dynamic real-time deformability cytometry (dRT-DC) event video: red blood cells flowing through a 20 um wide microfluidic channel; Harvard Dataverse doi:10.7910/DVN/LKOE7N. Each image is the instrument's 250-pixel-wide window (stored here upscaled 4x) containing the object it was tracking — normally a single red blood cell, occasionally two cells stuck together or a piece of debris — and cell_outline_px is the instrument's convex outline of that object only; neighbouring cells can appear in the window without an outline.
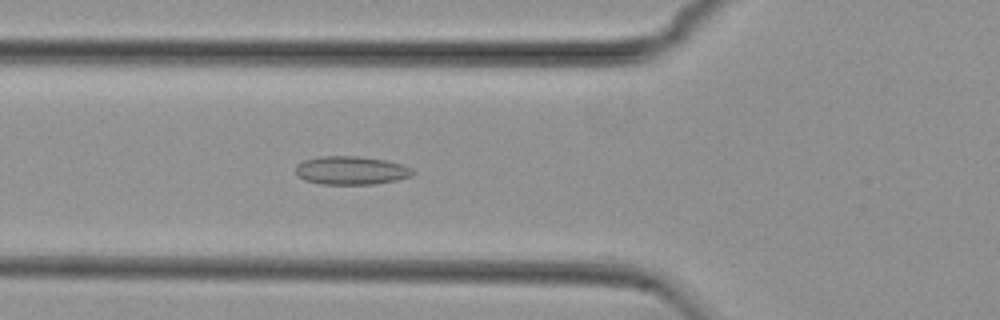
{"species": "common noctule bat (a hibernating species)", "species_latin": "Nyctalus noctula", "temperature_condition": "cold", "stored_images_in_passage": 40, "camera_frame_rate_fps": 3000, "um_per_image_px": 0.085, "animal": {"sex": "female", "body_mass_g": 29.2, "forearm_length_mm": 56.3}, "frame": {"image": 1, "passage_image": 5, "time_ms": 1.333, "image_size_px": [1000, 320], "cell_outline_px": [[416, 172], [412, 176], [396, 180], [376, 184], [320, 184], [304, 180], [296, 172], [296, 168], [304, 160], [320, 156], [356, 156], [384, 160], [400, 164], [412, 168]], "centroid_in_image_um": [29.88, 14.49], "position_along_channel_um": 95.9, "area_um2": 19.25}}
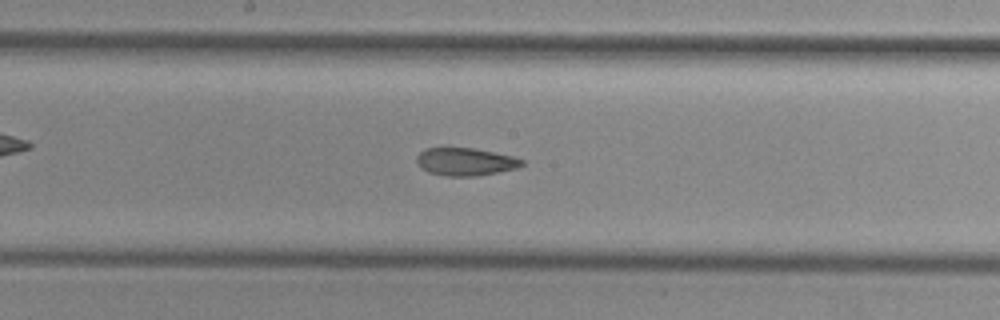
{"frame": {"image": 2, "passage_image": 14, "time_ms": 4.333, "image_size_px": [1000, 320], "cell_outline_px": [[524, 164], [516, 168], [476, 176], [448, 176], [428, 172], [420, 168], [416, 160], [416, 156], [424, 148], [476, 148], [512, 156], [524, 160]], "centroid_in_image_um": [39.53, 13.74], "position_along_channel_um": 208.7, "area_um2": 16.99}}
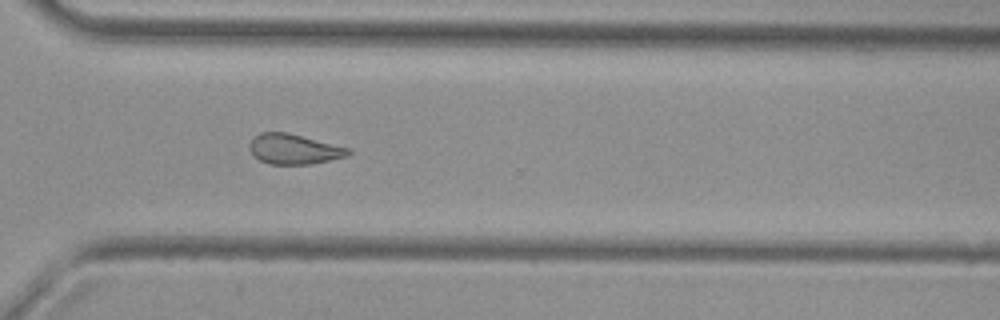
{"frame": {"image": 3, "passage_image": 25, "time_ms": 8.0, "image_size_px": [1000, 320], "cell_outline_px": [[352, 152], [348, 156], [312, 164], [268, 164], [260, 160], [248, 148], [248, 144], [260, 132], [288, 132], [352, 148]], "centroid_in_image_um": [25.04, 12.67], "position_along_channel_um": 345.6, "area_um2": 17.51}, "authors_computed_cell_mechanics": {"area_um2": 17.918, "velocity_mm_per_s": 3.7432, "shape_relaxation_time_tau1_ms": null, "shape_relaxation_time_tau2_ms": 2.8763, "deformation_change_tau1": null, "deformation_change_tau2": 0.1064}}